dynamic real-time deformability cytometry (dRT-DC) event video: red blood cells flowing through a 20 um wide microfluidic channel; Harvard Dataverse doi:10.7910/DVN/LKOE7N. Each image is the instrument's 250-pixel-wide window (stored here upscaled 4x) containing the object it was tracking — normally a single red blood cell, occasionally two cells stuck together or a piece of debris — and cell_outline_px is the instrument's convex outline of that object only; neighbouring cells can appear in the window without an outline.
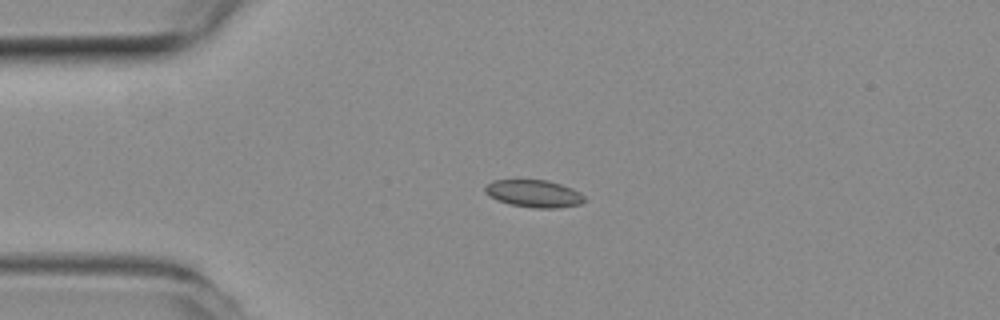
{"species": "common noctule bat (a hibernating species)", "species_latin": "Nyctalus noctula", "temperature_condition": "room temperature", "stored_images_in_passage": 41, "camera_frame_rate_fps": 3000, "um_per_image_px": 0.085, "animal": {"sex": "female", "body_mass_g": 19.3, "forearm_length_mm": 54.1}, "frame": {"image": 1, "passage_image": 1, "time_ms": 0.0, "image_size_px": [1000, 320], "cell_outline_px": [[588, 200], [580, 204], [556, 208], [532, 208], [508, 204], [496, 200], [488, 196], [484, 192], [484, 188], [492, 180], [548, 180], [572, 188], [580, 192]], "centroid_in_image_um": [45.38, 16.46], "position_along_channel_um": 39.6, "area_um2": 16.07}}
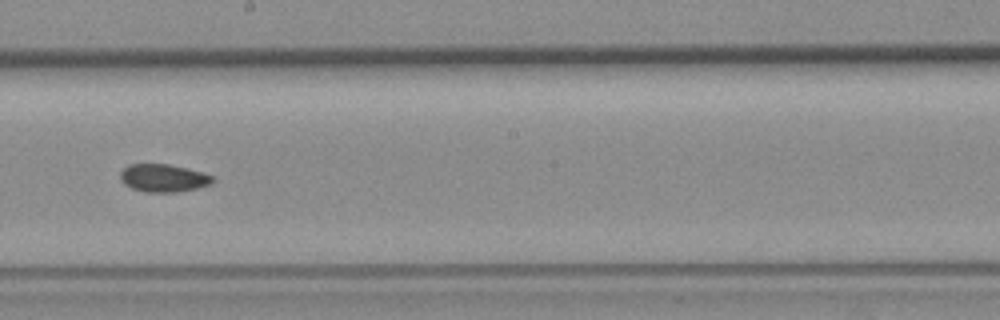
{"frame": {"image": 2, "passage_image": 18, "time_ms": 5.667, "image_size_px": [1000, 320], "cell_outline_px": [[216, 180], [212, 184], [196, 188], [176, 192], [144, 192], [132, 188], [124, 184], [120, 180], [120, 172], [128, 164], [168, 164], [188, 168], [204, 172], [212, 176]], "centroid_in_image_um": [13.9, 15.13], "position_along_channel_um": 234.3, "area_um2": 15.14}}
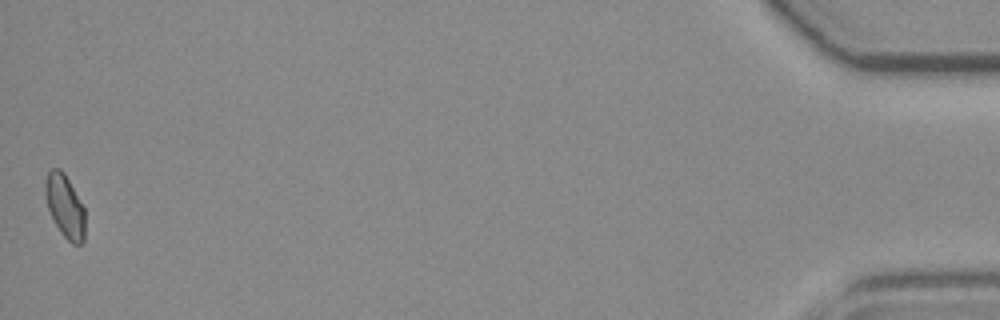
{"frame": {"image": 3, "passage_image": 41, "time_ms": 13.333, "image_size_px": [1000, 320], "cell_outline_px": [[84, 240], [80, 244], [72, 244], [60, 232], [48, 208], [44, 196], [44, 184], [48, 172], [52, 168], [60, 168], [64, 172], [84, 208]], "centroid_in_image_um": [5.5, 17.51], "position_along_channel_um": 429.7, "area_um2": 14.51}, "authors_computed_cell_mechanics": {"area_um2": 15.028, "velocity_mm_per_s": 3.8921, "shape_relaxation_time_tau1_ms": null, "shape_relaxation_time_tau2_ms": 2.4844, "deformation_change_tau1": null, "deformation_change_tau2": 0.0589}}